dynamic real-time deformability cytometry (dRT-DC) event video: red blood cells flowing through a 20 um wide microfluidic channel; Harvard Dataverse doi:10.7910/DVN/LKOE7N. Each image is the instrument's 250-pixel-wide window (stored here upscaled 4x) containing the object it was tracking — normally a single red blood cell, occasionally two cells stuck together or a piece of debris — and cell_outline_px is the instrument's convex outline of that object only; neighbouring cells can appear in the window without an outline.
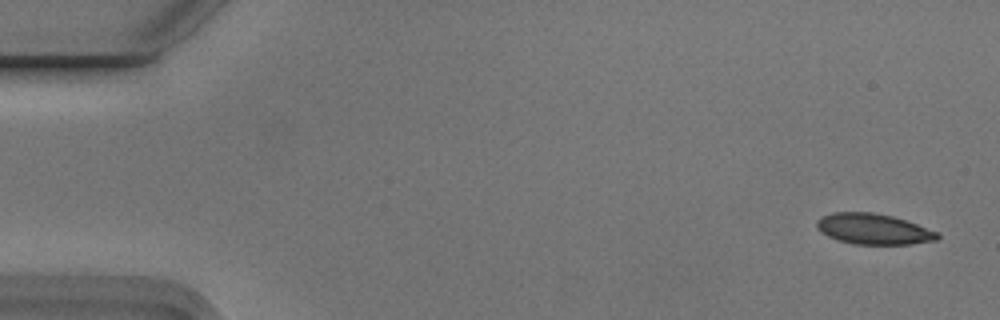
{"species": "Egyptian fruit bat (a non-hibernating species)", "species_latin": "Rousettus aegyptiacus", "temperature_condition": "cold", "stored_images_in_passage": 4, "segment_of_instrument_passage": [2, 2], "camera_frame_rate_fps": 3000, "um_per_image_px": 0.085, "animal": {"sex": "male"}, "frame": {"image": 1, "passage_image": 4, "time_ms": 1.0, "image_size_px": [1000, 320], "cell_outline_px": [[940, 236], [936, 240], [912, 244], [852, 244], [836, 240], [820, 232], [816, 228], [816, 220], [820, 216], [832, 212], [872, 212], [892, 216], [940, 232]], "centroid_in_image_um": [74.2, 19.47], "position_along_channel_um": 10.8, "area_um2": 21.79}}